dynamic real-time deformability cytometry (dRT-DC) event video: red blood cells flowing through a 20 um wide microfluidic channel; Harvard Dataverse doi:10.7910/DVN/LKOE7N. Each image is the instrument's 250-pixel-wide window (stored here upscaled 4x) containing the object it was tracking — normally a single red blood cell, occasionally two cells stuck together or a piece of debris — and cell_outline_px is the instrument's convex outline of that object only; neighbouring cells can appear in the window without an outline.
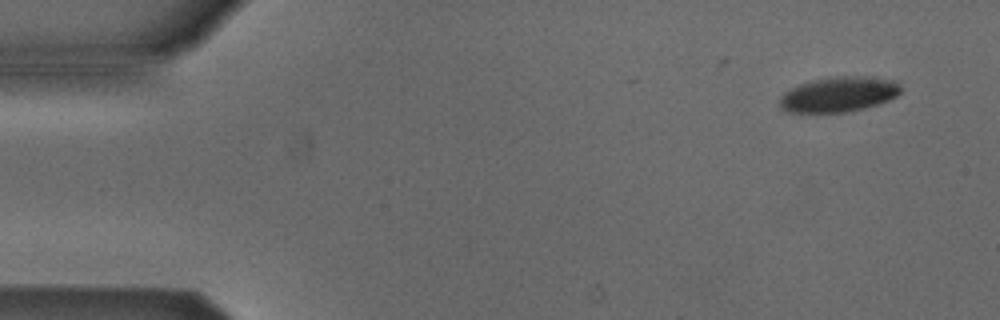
{"species": "Egyptian fruit bat (a non-hibernating species)", "species_latin": "Rousettus aegyptiacus", "temperature_condition": "cold", "stored_images_in_passage": 6, "camera_frame_rate_fps": 3000, "um_per_image_px": 0.085, "animal": {"sex": "male"}, "frame": {"image": 1, "passage_image": 1, "time_ms": 0.0, "image_size_px": [1000, 320], "cell_outline_px": [[900, 92], [896, 96], [888, 100], [864, 108], [844, 112], [788, 112], [780, 108], [780, 96], [784, 92], [800, 84], [812, 80], [836, 76], [876, 76], [892, 80], [900, 84]], "centroid_in_image_um": [71.29, 8.0], "position_along_channel_um": 13.7, "area_um2": 24.74}}
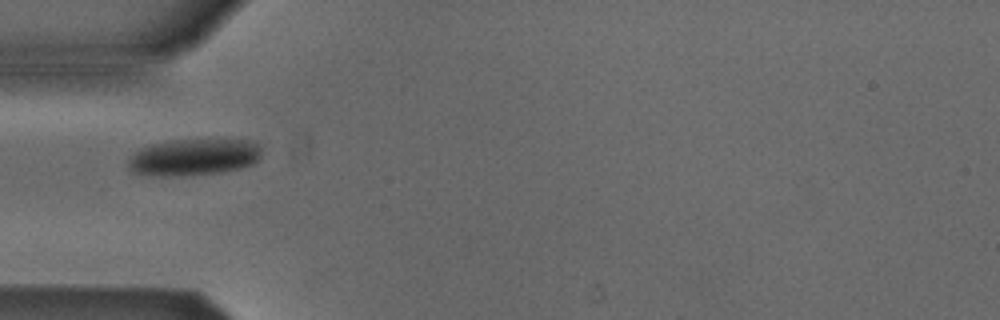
{"frame": {"image": 2, "passage_image": 4, "time_ms": 4.333, "image_size_px": [1000, 320], "cell_outline_px": [[260, 160], [252, 164], [240, 168], [220, 172], [184, 176], [152, 176], [132, 172], [128, 168], [128, 160], [140, 148], [152, 144], [172, 140], [248, 140], [260, 144]], "centroid_in_image_um": [16.46, 13.37], "position_along_channel_um": 68.5, "area_um2": 28.61}}
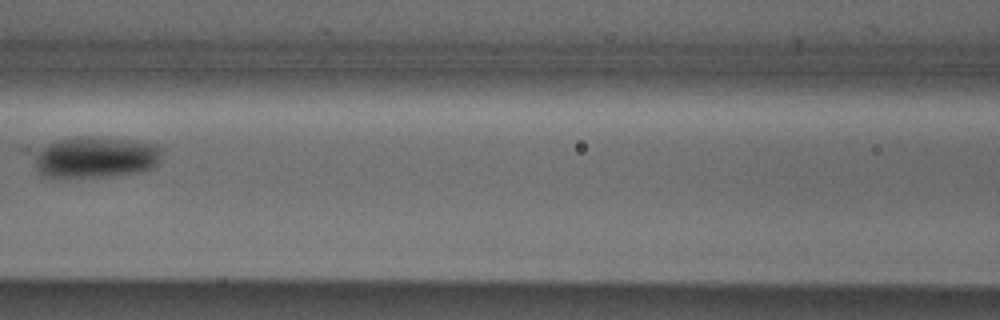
{"frame": {"image": 3, "passage_image": 6, "time_ms": 6.667, "image_size_px": [1000, 320], "cell_outline_px": [[164, 148], [160, 160], [152, 168], [140, 172], [104, 176], [56, 180], [40, 176], [20, 148], [24, 144], [76, 136], [100, 136], [132, 140], [160, 144]], "centroid_in_image_um": [7.74, 13.33], "position_along_channel_um": 158.9, "area_um2": 34.39}}